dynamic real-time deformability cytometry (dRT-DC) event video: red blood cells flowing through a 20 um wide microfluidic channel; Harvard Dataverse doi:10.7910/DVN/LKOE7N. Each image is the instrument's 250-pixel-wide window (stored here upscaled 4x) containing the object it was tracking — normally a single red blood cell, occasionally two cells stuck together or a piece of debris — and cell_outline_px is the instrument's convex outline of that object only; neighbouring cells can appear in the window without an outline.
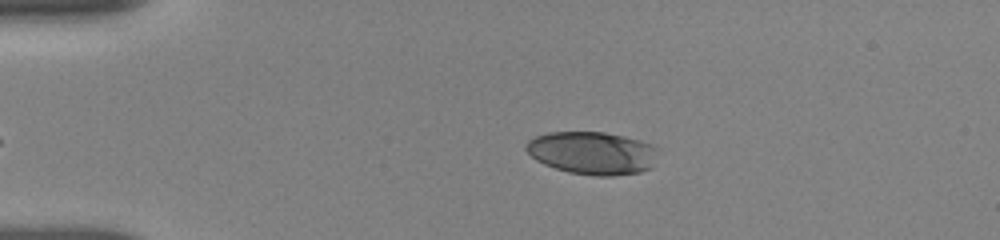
{"species": "human", "species_latin": "Homo sapiens", "temperature_condition": "room temperature", "stored_images_in_passage": 31, "camera_frame_rate_fps": 3000, "um_per_image_px": 0.085, "donor": {"sex": "female"}, "frame": {"image": 1, "passage_image": 1, "time_ms": 0.0, "image_size_px": [1000, 240], "cell_outline_px": [[660, 148], [652, 168], [640, 172], [616, 176], [596, 176], [568, 172], [544, 164], [536, 160], [524, 148], [528, 140], [536, 136], [548, 132], [604, 132], [624, 136], [640, 140], [652, 144]], "centroid_in_image_um": [50.39, 13.0], "position_along_channel_um": 34.6, "area_um2": 33.29}}
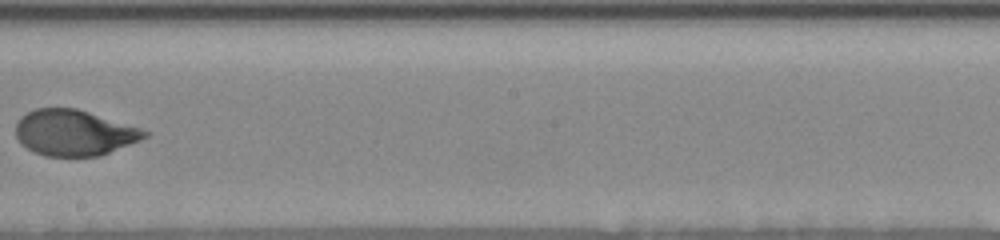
{"frame": {"image": 2, "passage_image": 16, "time_ms": 6.667, "image_size_px": [1000, 240], "cell_outline_px": [[152, 132], [148, 136], [140, 140], [100, 156], [44, 156], [28, 148], [16, 136], [16, 120], [20, 116], [36, 108], [76, 108], [144, 128]], "centroid_in_image_um": [6.35, 11.27], "position_along_channel_um": 241.9, "area_um2": 34.56}}
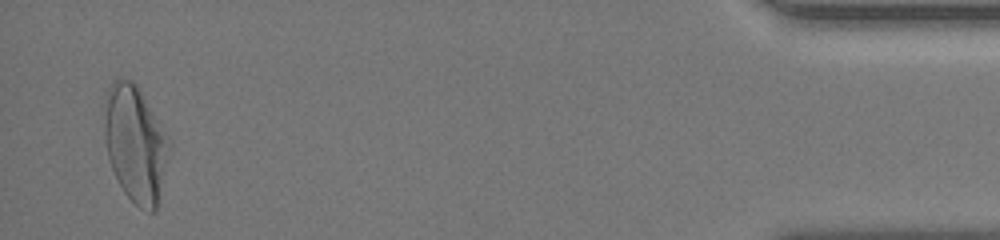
{"frame": {"image": 3, "passage_image": 31, "time_ms": 13.333, "image_size_px": [1000, 240], "cell_outline_px": [[168, 152], [156, 212], [148, 212], [140, 208], [124, 192], [112, 168], [108, 156], [104, 136], [104, 96], [112, 80], [120, 76], [132, 80], [136, 84], [168, 136]], "centroid_in_image_um": [11.46, 12.16], "position_along_channel_um": 423.7, "area_um2": 43.64}, "authors_computed_cell_mechanics": {"area_um2": 35.0268, "velocity_mm_per_s": 3.8407, "shape_relaxation_time_tau1_ms": 4.0793, "shape_relaxation_time_tau2_ms": 0.6206, "deformation_change_tau1": 0.2046, "deformation_change_tau2": 0.0459}}